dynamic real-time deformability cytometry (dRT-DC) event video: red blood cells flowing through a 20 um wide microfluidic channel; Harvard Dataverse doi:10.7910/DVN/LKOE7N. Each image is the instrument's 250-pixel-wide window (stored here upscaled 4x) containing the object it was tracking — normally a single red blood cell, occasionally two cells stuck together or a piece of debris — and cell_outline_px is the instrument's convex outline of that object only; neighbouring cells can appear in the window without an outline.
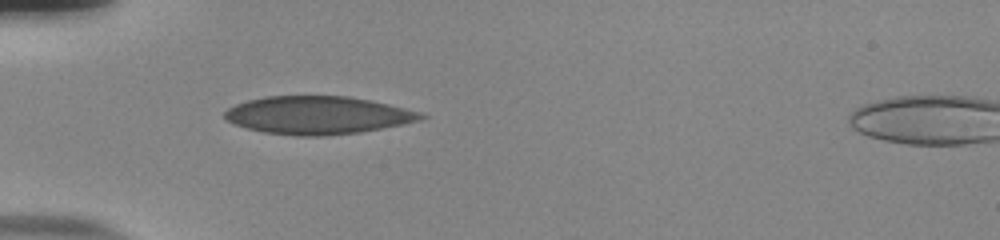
{"species": "human", "species_latin": "Homo sapiens", "temperature_condition": "room temperature", "stored_images_in_passage": 33, "camera_frame_rate_fps": 3000, "um_per_image_px": 0.085, "donor": {"sex": "male"}, "frame": {"image": 1, "passage_image": 1, "time_ms": 0.0, "image_size_px": [1000, 240], "cell_outline_px": [[428, 116], [420, 120], [360, 132], [320, 136], [296, 136], [264, 132], [248, 128], [236, 124], [228, 120], [224, 116], [224, 112], [228, 108], [236, 104], [248, 100], [264, 96], [348, 96], [388, 104], [420, 112]], "centroid_in_image_um": [26.98, 9.79], "position_along_channel_um": 58.0, "area_um2": 42.95}}
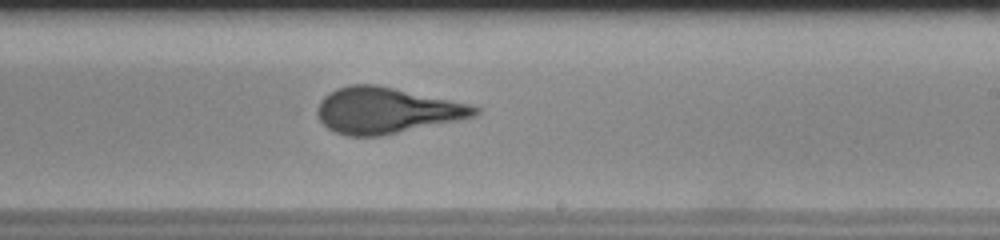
{"frame": {"image": 2, "passage_image": 17, "time_ms": 5.333, "image_size_px": [1000, 240], "cell_outline_px": [[480, 112], [476, 116], [380, 136], [348, 136], [336, 132], [328, 128], [320, 120], [316, 112], [320, 100], [328, 92], [336, 88], [348, 84], [376, 84], [472, 104], [480, 108]], "centroid_in_image_um": [32.84, 9.37], "position_along_channel_um": 256.2, "area_um2": 42.19}}
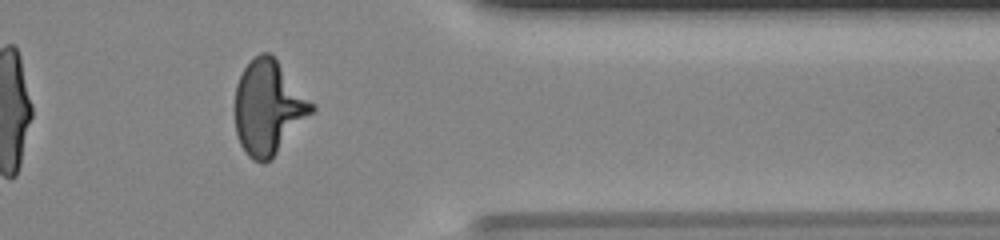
{"frame": {"image": 3, "passage_image": 28, "time_ms": 9.0, "image_size_px": [1000, 240], "cell_outline_px": [[316, 112], [272, 160], [264, 164], [260, 164], [252, 160], [248, 156], [240, 144], [236, 132], [232, 108], [236, 84], [244, 68], [260, 52], [268, 52], [276, 60], [316, 104]], "centroid_in_image_um": [22.83, 9.21], "position_along_channel_um": 388.6, "area_um2": 43.35}, "authors_computed_cell_mechanics": {"area_um2": 41.616, "velocity_mm_per_s": 3.8888, "shape_relaxation_time_tau1_ms": 5.6064, "shape_relaxation_time_tau2_ms": null, "deformation_change_tau1": 0.1926, "deformation_change_tau2": null}}